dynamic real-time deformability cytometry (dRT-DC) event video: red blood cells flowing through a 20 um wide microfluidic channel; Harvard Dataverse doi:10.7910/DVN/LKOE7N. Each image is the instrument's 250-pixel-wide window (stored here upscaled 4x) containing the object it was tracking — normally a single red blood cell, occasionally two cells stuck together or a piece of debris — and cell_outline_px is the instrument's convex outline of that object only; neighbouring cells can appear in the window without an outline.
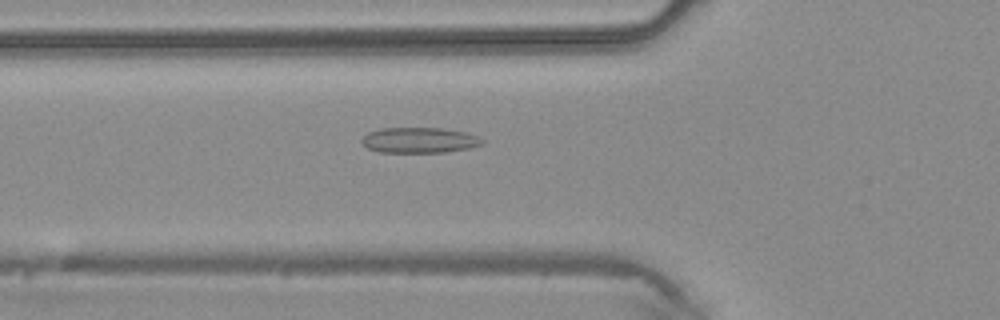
{"species": "common noctule bat (a hibernating species)", "species_latin": "Nyctalus noctula", "temperature_condition": "warm", "stored_images_in_passage": 35, "camera_frame_rate_fps": 3000, "um_per_image_px": 0.085, "animal": {"sex": "male", "body_mass_g": 20.4}, "frame": {"image": 1, "passage_image": 6, "time_ms": 1.667, "image_size_px": [1000, 320], "cell_outline_px": [[484, 144], [468, 148], [444, 152], [380, 152], [368, 148], [360, 140], [368, 132], [380, 128], [444, 128], [464, 132], [476, 136], [484, 140]], "centroid_in_image_um": [35.64, 11.91], "position_along_channel_um": 90.2, "area_um2": 17.8}}
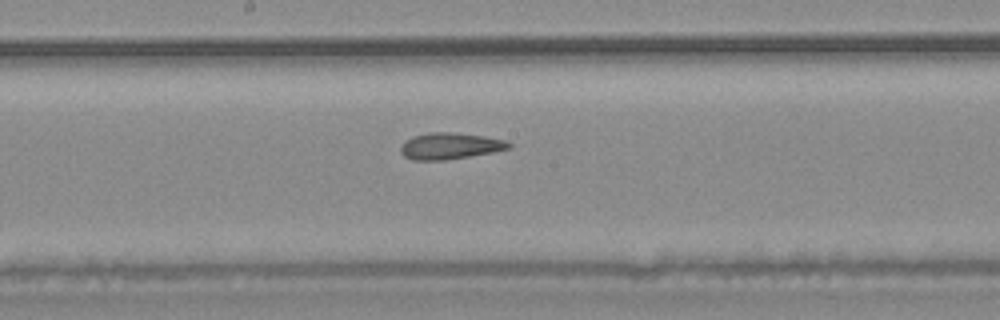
{"frame": {"image": 2, "passage_image": 14, "time_ms": 4.333, "image_size_px": [1000, 320], "cell_outline_px": [[512, 148], [492, 152], [444, 160], [412, 160], [404, 156], [400, 152], [400, 148], [412, 136], [428, 132], [448, 132], [484, 136], [504, 140], [512, 144]], "centroid_in_image_um": [38.25, 12.41], "position_along_channel_um": 210.0, "area_um2": 16.47}}
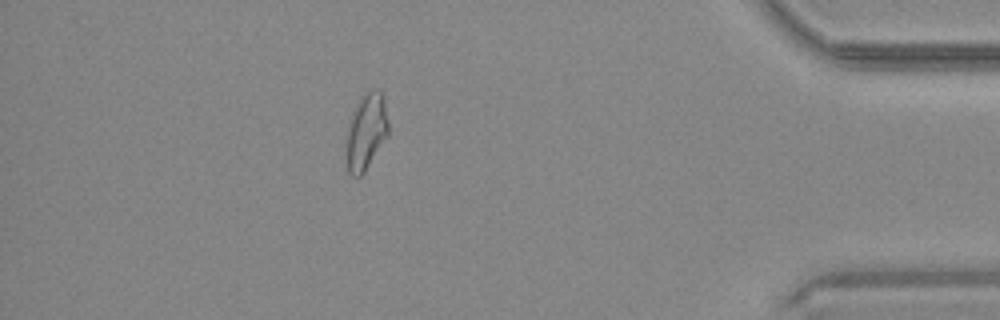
{"frame": {"image": 3, "passage_image": 30, "time_ms": 9.667, "image_size_px": [1000, 320], "cell_outline_px": [[388, 136], [364, 172], [360, 176], [352, 176], [348, 172], [344, 156], [348, 128], [352, 116], [360, 100], [372, 88], [380, 88], [384, 96], [388, 120]], "centroid_in_image_um": [31.13, 11.22], "position_along_channel_um": 404.1, "area_um2": 18.79}}